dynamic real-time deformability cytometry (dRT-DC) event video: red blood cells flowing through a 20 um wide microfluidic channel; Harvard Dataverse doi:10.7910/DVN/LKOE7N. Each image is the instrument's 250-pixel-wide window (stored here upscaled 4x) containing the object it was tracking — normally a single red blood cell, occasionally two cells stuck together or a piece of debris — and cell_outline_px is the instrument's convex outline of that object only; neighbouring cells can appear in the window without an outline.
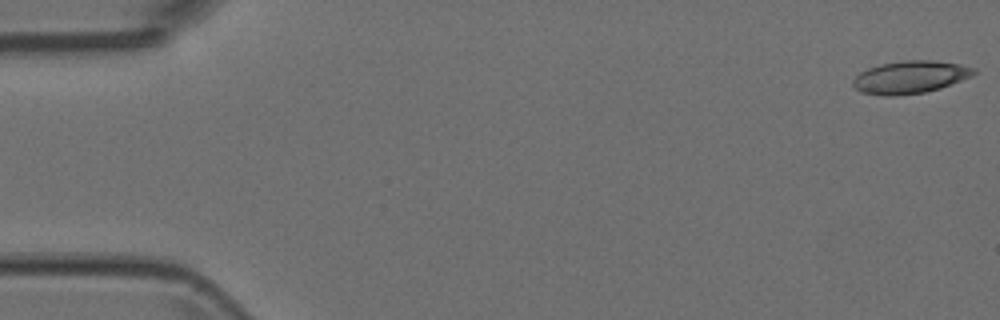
{"species": "Egyptian fruit bat (a non-hibernating species)", "species_latin": "Rousettus aegyptiacus", "temperature_condition": "room temperature", "stored_images_in_passage": 6, "camera_frame_rate_fps": 3000, "um_per_image_px": 0.085, "animal": {"sex": "female"}, "frame": {"image": 1, "passage_image": 1, "time_ms": 0.0, "image_size_px": [1000, 320], "cell_outline_px": [[976, 72], [972, 76], [940, 88], [924, 92], [896, 96], [884, 96], [860, 92], [852, 84], [852, 80], [860, 72], [868, 68], [880, 64], [904, 60], [932, 60], [960, 64], [976, 68]], "centroid_in_image_um": [77.35, 6.55], "position_along_channel_um": 7.6, "area_um2": 23.0}}